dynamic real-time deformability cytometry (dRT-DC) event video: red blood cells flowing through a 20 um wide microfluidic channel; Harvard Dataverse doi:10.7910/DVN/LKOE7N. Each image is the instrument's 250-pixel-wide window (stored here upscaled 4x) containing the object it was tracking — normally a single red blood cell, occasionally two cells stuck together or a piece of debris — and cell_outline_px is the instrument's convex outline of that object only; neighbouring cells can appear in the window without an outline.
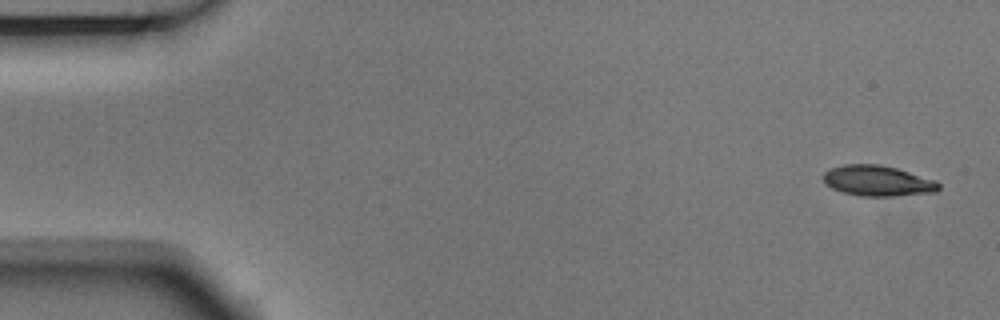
{"species": "Egyptian fruit bat (a non-hibernating species)", "species_latin": "Rousettus aegyptiacus", "temperature_condition": "room temperature", "stored_images_in_passage": 4, "camera_frame_rate_fps": 3000, "um_per_image_px": 0.085, "animal": {"sex": "male"}, "frame": {"image": 1, "passage_image": 1, "time_ms": 0.0, "image_size_px": [1000, 320], "cell_outline_px": [[940, 188], [936, 192], [892, 196], [860, 196], [844, 192], [832, 188], [824, 184], [824, 172], [832, 168], [844, 164], [876, 164], [896, 168], [936, 180], [940, 184]], "centroid_in_image_um": [74.61, 15.37], "position_along_channel_um": 10.4, "area_um2": 20.46}}
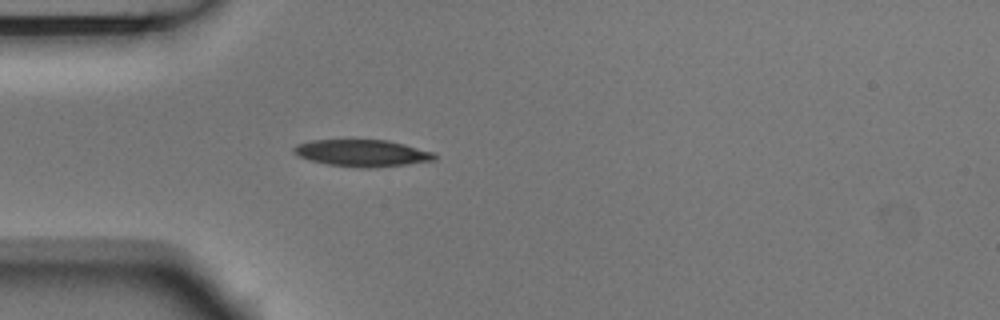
{"frame": {"image": 2, "passage_image": 4, "time_ms": 1.0, "image_size_px": [1000, 320], "cell_outline_px": [[436, 160], [372, 168], [360, 168], [328, 164], [312, 160], [300, 156], [292, 148], [296, 144], [312, 140], [388, 140], [404, 144], [432, 152], [436, 156]], "centroid_in_image_um": [30.79, 13.01], "position_along_channel_um": 54.2, "area_um2": 21.68}}